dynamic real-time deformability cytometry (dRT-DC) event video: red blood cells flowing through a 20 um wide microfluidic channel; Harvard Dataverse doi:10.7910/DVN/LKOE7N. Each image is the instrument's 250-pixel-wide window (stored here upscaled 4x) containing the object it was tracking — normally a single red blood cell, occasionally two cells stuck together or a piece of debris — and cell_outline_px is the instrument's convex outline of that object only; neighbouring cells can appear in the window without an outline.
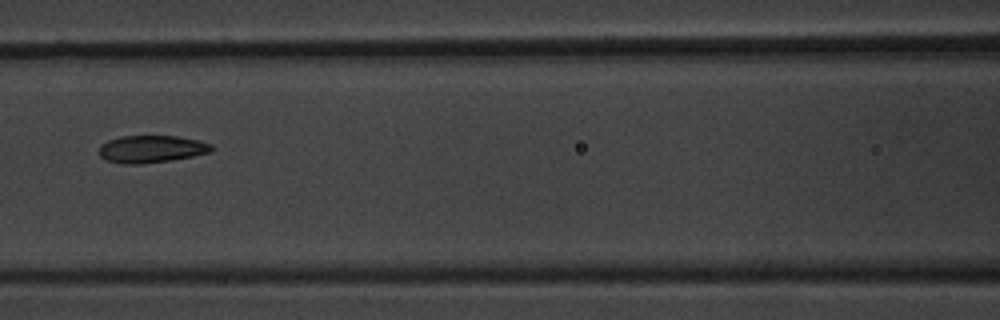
{"species": "common noctule bat (a hibernating species)", "species_latin": "Nyctalus noctula", "temperature_condition": "warm", "stored_images_in_passage": 7, "camera_frame_rate_fps": 3000, "um_per_image_px": 0.085, "animal": {"sex": "male", "body_mass_g": 20.1, "forearm_length_mm": 53.5}, "frame": {"image": 1, "passage_image": 3, "time_ms": 2.333, "image_size_px": [1000, 320], "cell_outline_px": [[212, 152], [172, 160], [140, 164], [120, 164], [104, 160], [100, 156], [100, 144], [108, 140], [120, 136], [176, 136], [196, 140], [212, 144]], "centroid_in_image_um": [12.83, 12.68], "position_along_channel_um": 153.8, "area_um2": 17.98}}
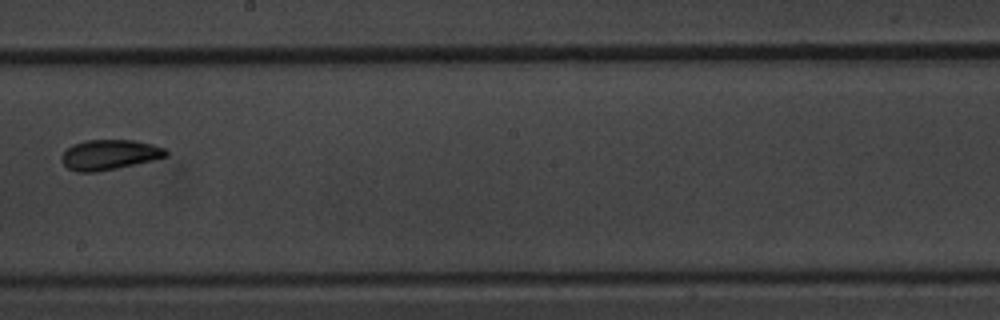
{"frame": {"image": 2, "passage_image": 5, "time_ms": 4.667, "image_size_px": [1000, 320], "cell_outline_px": [[168, 156], [152, 160], [116, 168], [96, 172], [76, 172], [68, 168], [60, 160], [60, 156], [72, 144], [88, 140], [132, 140], [152, 144], [164, 148], [168, 152]], "centroid_in_image_um": [9.27, 13.15], "position_along_channel_um": 238.9, "area_um2": 18.21}}
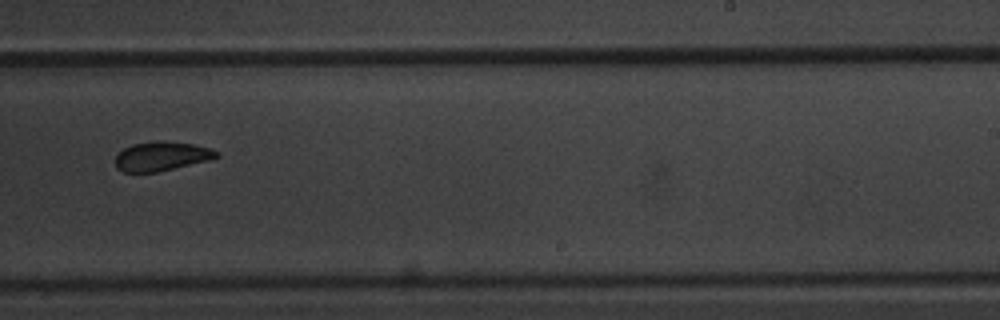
{"frame": {"image": 3, "passage_image": 6, "time_ms": 5.667, "image_size_px": [1000, 320], "cell_outline_px": [[220, 156], [208, 160], [156, 172], [124, 172], [116, 168], [116, 156], [124, 148], [132, 144], [156, 140], [164, 140], [196, 144], [220, 152]], "centroid_in_image_um": [13.73, 13.26], "position_along_channel_um": 275.3, "area_um2": 17.22}}